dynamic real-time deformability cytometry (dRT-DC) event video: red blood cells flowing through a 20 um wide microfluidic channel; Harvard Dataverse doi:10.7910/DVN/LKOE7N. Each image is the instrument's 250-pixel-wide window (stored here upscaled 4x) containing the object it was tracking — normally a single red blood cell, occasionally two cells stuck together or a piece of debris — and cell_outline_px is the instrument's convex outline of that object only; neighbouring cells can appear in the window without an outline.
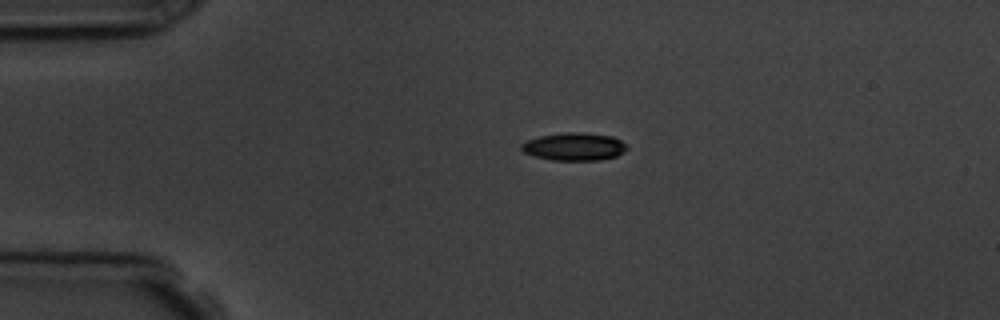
{"species": "common noctule bat (a hibernating species)", "species_latin": "Nyctalus noctula", "temperature_condition": "room temperature", "stored_images_in_passage": 3, "segment_of_instrument_passage": [1, 2], "camera_frame_rate_fps": 3000, "um_per_image_px": 0.085, "animal": {"sex": "male", "body_mass_g": 19.5, "forearm_length_mm": 54.6}, "frame": {"image": 1, "passage_image": 1, "time_ms": 0.0, "image_size_px": [1000, 320], "cell_outline_px": [[628, 148], [624, 152], [616, 156], [600, 160], [552, 160], [536, 156], [524, 152], [520, 148], [520, 144], [524, 140], [540, 136], [564, 132], [584, 132], [612, 136], [620, 140]], "centroid_in_image_um": [48.78, 12.45], "position_along_channel_um": 36.2, "area_um2": 17.17}}